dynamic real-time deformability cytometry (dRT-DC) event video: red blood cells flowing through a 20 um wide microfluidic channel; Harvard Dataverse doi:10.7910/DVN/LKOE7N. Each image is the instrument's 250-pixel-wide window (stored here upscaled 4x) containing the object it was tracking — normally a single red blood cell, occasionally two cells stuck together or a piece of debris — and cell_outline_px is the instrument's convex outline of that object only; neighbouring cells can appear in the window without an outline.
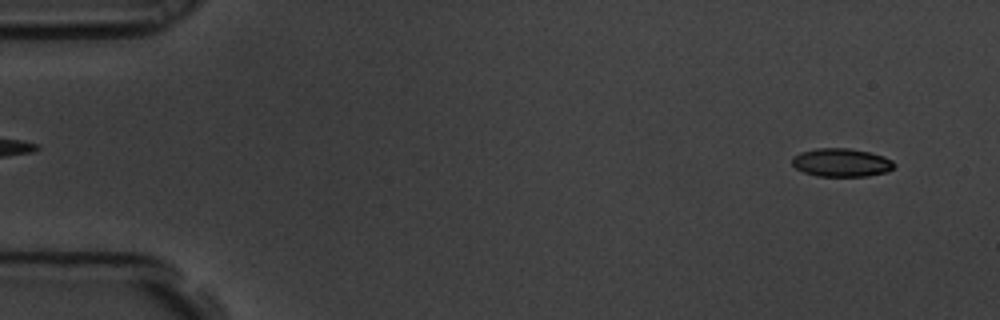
{"species": "common noctule bat (a hibernating species)", "species_latin": "Nyctalus noctula", "temperature_condition": "room temperature", "stored_images_in_passage": 59, "camera_frame_rate_fps": 3000, "um_per_image_px": 0.085, "animal": {"sex": "male", "body_mass_g": 19.5, "forearm_length_mm": 54.6}, "frame": {"image": 1, "passage_image": 4, "time_ms": 1.0, "image_size_px": [1000, 320], "cell_outline_px": [[896, 164], [888, 172], [868, 176], [816, 176], [804, 172], [796, 168], [792, 164], [792, 156], [800, 152], [816, 148], [848, 148], [868, 152], [884, 156], [892, 160]], "centroid_in_image_um": [71.51, 13.82], "position_along_channel_um": 13.5, "area_um2": 16.94}}
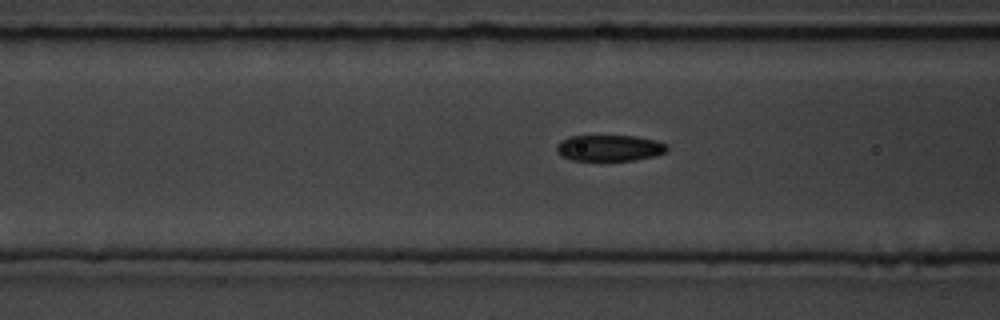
{"frame": {"image": 2, "passage_image": 23, "time_ms": 7.333, "image_size_px": [1000, 320], "cell_outline_px": [[668, 148], [664, 152], [656, 156], [636, 160], [572, 160], [560, 156], [556, 152], [556, 144], [560, 140], [572, 136], [636, 136], [656, 140], [668, 144]], "centroid_in_image_um": [51.8, 12.58], "position_along_channel_um": 114.8, "area_um2": 16.99}}
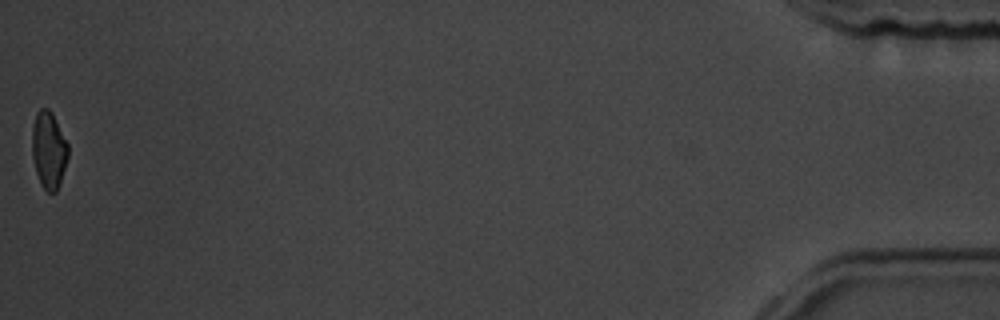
{"frame": {"image": 3, "passage_image": 59, "time_ms": 19.333, "image_size_px": [1000, 320], "cell_outline_px": [[68, 156], [60, 184], [56, 192], [48, 192], [44, 188], [36, 172], [32, 156], [32, 124], [36, 112], [40, 108], [48, 108], [52, 112], [68, 144]], "centroid_in_image_um": [4.14, 12.71], "position_along_channel_um": 431.1, "area_um2": 16.18}, "authors_computed_cell_mechanics": {"area_um2": 17.2244, "velocity_mm_per_s": 3.4594, "shape_relaxation_time_tau1_ms": 3.1331, "shape_relaxation_time_tau2_ms": 1.6435, "deformation_change_tau1": 0.1195, "deformation_change_tau2": 0.0717}}